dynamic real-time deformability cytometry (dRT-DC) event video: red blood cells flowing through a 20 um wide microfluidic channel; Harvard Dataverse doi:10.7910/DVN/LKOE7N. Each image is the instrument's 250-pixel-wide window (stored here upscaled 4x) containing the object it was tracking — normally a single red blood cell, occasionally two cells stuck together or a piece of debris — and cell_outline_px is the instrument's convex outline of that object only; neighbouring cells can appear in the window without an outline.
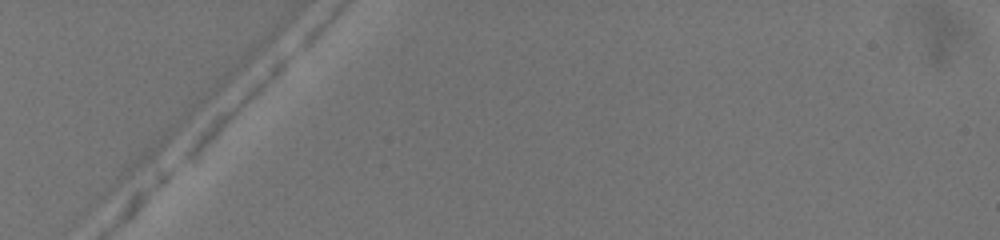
{"species": "common noctule bat (a hibernating species)", "species_latin": "Nyctalus noctula", "temperature_condition": "warm", "stored_images_in_passage": 1, "camera_frame_rate_fps": 3000, "um_per_image_px": 0.085, "animal": {"sex": "female", "body_mass_g": 19.5, "forearm_length_mm": 54.1}, "frame": {"image": 1, "passage_image": 1, "time_ms": 0.0, "image_size_px": [1000, 240], "cell_outline_px": [[292, 56], [228, 120], [188, 156], [180, 160], [180, 156], [196, 132], [280, 56], [288, 52], [292, 52]], "centroid_in_image_um": [19.86, 9.0], "position_along_channel_um": 65.1, "area_um2": 11.39}}